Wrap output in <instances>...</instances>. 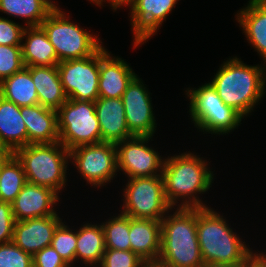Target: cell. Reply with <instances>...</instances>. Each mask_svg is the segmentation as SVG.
<instances>
[{
	"label": "cell",
	"instance_id": "1",
	"mask_svg": "<svg viewBox=\"0 0 266 267\" xmlns=\"http://www.w3.org/2000/svg\"><path fill=\"white\" fill-rule=\"evenodd\" d=\"M164 160L162 178L168 204L174 208L183 197L185 200L181 201L179 208L208 207L194 195L205 193L212 186L214 175L207 167V162L194 153L174 155Z\"/></svg>",
	"mask_w": 266,
	"mask_h": 267
},
{
	"label": "cell",
	"instance_id": "2",
	"mask_svg": "<svg viewBox=\"0 0 266 267\" xmlns=\"http://www.w3.org/2000/svg\"><path fill=\"white\" fill-rule=\"evenodd\" d=\"M250 66L239 58H229L211 80L218 96L243 118L265 94L266 65Z\"/></svg>",
	"mask_w": 266,
	"mask_h": 267
},
{
	"label": "cell",
	"instance_id": "3",
	"mask_svg": "<svg viewBox=\"0 0 266 267\" xmlns=\"http://www.w3.org/2000/svg\"><path fill=\"white\" fill-rule=\"evenodd\" d=\"M160 267H203L197 238V208H177L161 221Z\"/></svg>",
	"mask_w": 266,
	"mask_h": 267
},
{
	"label": "cell",
	"instance_id": "4",
	"mask_svg": "<svg viewBox=\"0 0 266 267\" xmlns=\"http://www.w3.org/2000/svg\"><path fill=\"white\" fill-rule=\"evenodd\" d=\"M196 231L204 265L247 263L251 259V249L212 208H197Z\"/></svg>",
	"mask_w": 266,
	"mask_h": 267
},
{
	"label": "cell",
	"instance_id": "5",
	"mask_svg": "<svg viewBox=\"0 0 266 267\" xmlns=\"http://www.w3.org/2000/svg\"><path fill=\"white\" fill-rule=\"evenodd\" d=\"M13 154L21 162L27 182L51 188L58 194L65 187L70 151L60 142L28 144Z\"/></svg>",
	"mask_w": 266,
	"mask_h": 267
},
{
	"label": "cell",
	"instance_id": "6",
	"mask_svg": "<svg viewBox=\"0 0 266 267\" xmlns=\"http://www.w3.org/2000/svg\"><path fill=\"white\" fill-rule=\"evenodd\" d=\"M64 11L55 7L41 23L59 62L82 59L94 55L101 47L99 38L71 21Z\"/></svg>",
	"mask_w": 266,
	"mask_h": 267
},
{
	"label": "cell",
	"instance_id": "7",
	"mask_svg": "<svg viewBox=\"0 0 266 267\" xmlns=\"http://www.w3.org/2000/svg\"><path fill=\"white\" fill-rule=\"evenodd\" d=\"M185 91L190 100L192 121L201 131L223 135L230 133L242 121L243 117L222 101L210 82L197 89L187 88Z\"/></svg>",
	"mask_w": 266,
	"mask_h": 267
},
{
	"label": "cell",
	"instance_id": "8",
	"mask_svg": "<svg viewBox=\"0 0 266 267\" xmlns=\"http://www.w3.org/2000/svg\"><path fill=\"white\" fill-rule=\"evenodd\" d=\"M59 142L69 151L101 142L95 102L68 99L57 110Z\"/></svg>",
	"mask_w": 266,
	"mask_h": 267
},
{
	"label": "cell",
	"instance_id": "9",
	"mask_svg": "<svg viewBox=\"0 0 266 267\" xmlns=\"http://www.w3.org/2000/svg\"><path fill=\"white\" fill-rule=\"evenodd\" d=\"M123 190L121 213L130 218L161 221L173 209L165 197L162 175L130 178Z\"/></svg>",
	"mask_w": 266,
	"mask_h": 267
},
{
	"label": "cell",
	"instance_id": "10",
	"mask_svg": "<svg viewBox=\"0 0 266 267\" xmlns=\"http://www.w3.org/2000/svg\"><path fill=\"white\" fill-rule=\"evenodd\" d=\"M57 68L68 99L95 102L99 98V50L86 58L59 62Z\"/></svg>",
	"mask_w": 266,
	"mask_h": 267
},
{
	"label": "cell",
	"instance_id": "11",
	"mask_svg": "<svg viewBox=\"0 0 266 267\" xmlns=\"http://www.w3.org/2000/svg\"><path fill=\"white\" fill-rule=\"evenodd\" d=\"M70 159L82 177L93 186L103 184L115 177L117 172V149L114 143L100 142L82 145L70 150Z\"/></svg>",
	"mask_w": 266,
	"mask_h": 267
},
{
	"label": "cell",
	"instance_id": "12",
	"mask_svg": "<svg viewBox=\"0 0 266 267\" xmlns=\"http://www.w3.org/2000/svg\"><path fill=\"white\" fill-rule=\"evenodd\" d=\"M151 138L134 136L116 143L117 170L121 169L128 178L162 175L165 160L146 145Z\"/></svg>",
	"mask_w": 266,
	"mask_h": 267
},
{
	"label": "cell",
	"instance_id": "13",
	"mask_svg": "<svg viewBox=\"0 0 266 267\" xmlns=\"http://www.w3.org/2000/svg\"><path fill=\"white\" fill-rule=\"evenodd\" d=\"M129 131L134 136H151L156 123L150 98L141 79L137 76L131 81L121 97Z\"/></svg>",
	"mask_w": 266,
	"mask_h": 267
},
{
	"label": "cell",
	"instance_id": "14",
	"mask_svg": "<svg viewBox=\"0 0 266 267\" xmlns=\"http://www.w3.org/2000/svg\"><path fill=\"white\" fill-rule=\"evenodd\" d=\"M178 0H136L131 5L134 46L144 44L170 14Z\"/></svg>",
	"mask_w": 266,
	"mask_h": 267
},
{
	"label": "cell",
	"instance_id": "15",
	"mask_svg": "<svg viewBox=\"0 0 266 267\" xmlns=\"http://www.w3.org/2000/svg\"><path fill=\"white\" fill-rule=\"evenodd\" d=\"M61 222L57 214L15 221L12 242L33 256L51 244L54 231Z\"/></svg>",
	"mask_w": 266,
	"mask_h": 267
},
{
	"label": "cell",
	"instance_id": "16",
	"mask_svg": "<svg viewBox=\"0 0 266 267\" xmlns=\"http://www.w3.org/2000/svg\"><path fill=\"white\" fill-rule=\"evenodd\" d=\"M58 197L51 188L27 182L11 203L15 221L56 215Z\"/></svg>",
	"mask_w": 266,
	"mask_h": 267
},
{
	"label": "cell",
	"instance_id": "17",
	"mask_svg": "<svg viewBox=\"0 0 266 267\" xmlns=\"http://www.w3.org/2000/svg\"><path fill=\"white\" fill-rule=\"evenodd\" d=\"M137 75L122 58H113L105 47L99 49V97L121 98Z\"/></svg>",
	"mask_w": 266,
	"mask_h": 267
},
{
	"label": "cell",
	"instance_id": "18",
	"mask_svg": "<svg viewBox=\"0 0 266 267\" xmlns=\"http://www.w3.org/2000/svg\"><path fill=\"white\" fill-rule=\"evenodd\" d=\"M95 112L101 130V142L118 143L134 137L129 131L121 98L99 97Z\"/></svg>",
	"mask_w": 266,
	"mask_h": 267
},
{
	"label": "cell",
	"instance_id": "19",
	"mask_svg": "<svg viewBox=\"0 0 266 267\" xmlns=\"http://www.w3.org/2000/svg\"><path fill=\"white\" fill-rule=\"evenodd\" d=\"M131 251L147 264H157L161 248V222L129 217Z\"/></svg>",
	"mask_w": 266,
	"mask_h": 267
},
{
	"label": "cell",
	"instance_id": "20",
	"mask_svg": "<svg viewBox=\"0 0 266 267\" xmlns=\"http://www.w3.org/2000/svg\"><path fill=\"white\" fill-rule=\"evenodd\" d=\"M28 133V144L59 142L57 110L40 104L20 107Z\"/></svg>",
	"mask_w": 266,
	"mask_h": 267
},
{
	"label": "cell",
	"instance_id": "21",
	"mask_svg": "<svg viewBox=\"0 0 266 267\" xmlns=\"http://www.w3.org/2000/svg\"><path fill=\"white\" fill-rule=\"evenodd\" d=\"M29 72L35 84L40 105L58 110L68 100L57 65L30 66Z\"/></svg>",
	"mask_w": 266,
	"mask_h": 267
},
{
	"label": "cell",
	"instance_id": "22",
	"mask_svg": "<svg viewBox=\"0 0 266 267\" xmlns=\"http://www.w3.org/2000/svg\"><path fill=\"white\" fill-rule=\"evenodd\" d=\"M246 8L236 15L247 40L266 61V1L249 0Z\"/></svg>",
	"mask_w": 266,
	"mask_h": 267
},
{
	"label": "cell",
	"instance_id": "23",
	"mask_svg": "<svg viewBox=\"0 0 266 267\" xmlns=\"http://www.w3.org/2000/svg\"><path fill=\"white\" fill-rule=\"evenodd\" d=\"M24 38L26 41L21 47L25 67L52 66L59 63L55 48L41 26L26 25L22 36Z\"/></svg>",
	"mask_w": 266,
	"mask_h": 267
},
{
	"label": "cell",
	"instance_id": "24",
	"mask_svg": "<svg viewBox=\"0 0 266 267\" xmlns=\"http://www.w3.org/2000/svg\"><path fill=\"white\" fill-rule=\"evenodd\" d=\"M0 144L11 153L28 145V133L20 107L0 96Z\"/></svg>",
	"mask_w": 266,
	"mask_h": 267
},
{
	"label": "cell",
	"instance_id": "25",
	"mask_svg": "<svg viewBox=\"0 0 266 267\" xmlns=\"http://www.w3.org/2000/svg\"><path fill=\"white\" fill-rule=\"evenodd\" d=\"M102 225L85 224L77 231L75 262L79 259L86 265L99 266L105 252Z\"/></svg>",
	"mask_w": 266,
	"mask_h": 267
},
{
	"label": "cell",
	"instance_id": "26",
	"mask_svg": "<svg viewBox=\"0 0 266 267\" xmlns=\"http://www.w3.org/2000/svg\"><path fill=\"white\" fill-rule=\"evenodd\" d=\"M0 96L19 107L39 104L37 90L32 81L29 67L14 73L0 83Z\"/></svg>",
	"mask_w": 266,
	"mask_h": 267
},
{
	"label": "cell",
	"instance_id": "27",
	"mask_svg": "<svg viewBox=\"0 0 266 267\" xmlns=\"http://www.w3.org/2000/svg\"><path fill=\"white\" fill-rule=\"evenodd\" d=\"M55 7L51 0H0L1 12L27 19L28 27L40 26Z\"/></svg>",
	"mask_w": 266,
	"mask_h": 267
},
{
	"label": "cell",
	"instance_id": "28",
	"mask_svg": "<svg viewBox=\"0 0 266 267\" xmlns=\"http://www.w3.org/2000/svg\"><path fill=\"white\" fill-rule=\"evenodd\" d=\"M26 183L22 164L12 153L1 165L0 201L12 203Z\"/></svg>",
	"mask_w": 266,
	"mask_h": 267
},
{
	"label": "cell",
	"instance_id": "29",
	"mask_svg": "<svg viewBox=\"0 0 266 267\" xmlns=\"http://www.w3.org/2000/svg\"><path fill=\"white\" fill-rule=\"evenodd\" d=\"M106 248L114 250H131L129 239V217L118 214L101 224Z\"/></svg>",
	"mask_w": 266,
	"mask_h": 267
},
{
	"label": "cell",
	"instance_id": "30",
	"mask_svg": "<svg viewBox=\"0 0 266 267\" xmlns=\"http://www.w3.org/2000/svg\"><path fill=\"white\" fill-rule=\"evenodd\" d=\"M76 241L77 231L73 232L67 225L61 222L54 231L50 244L70 267L75 261Z\"/></svg>",
	"mask_w": 266,
	"mask_h": 267
},
{
	"label": "cell",
	"instance_id": "31",
	"mask_svg": "<svg viewBox=\"0 0 266 267\" xmlns=\"http://www.w3.org/2000/svg\"><path fill=\"white\" fill-rule=\"evenodd\" d=\"M24 67L21 46L0 45V83Z\"/></svg>",
	"mask_w": 266,
	"mask_h": 267
},
{
	"label": "cell",
	"instance_id": "32",
	"mask_svg": "<svg viewBox=\"0 0 266 267\" xmlns=\"http://www.w3.org/2000/svg\"><path fill=\"white\" fill-rule=\"evenodd\" d=\"M147 263L131 250L106 248L100 267H145Z\"/></svg>",
	"mask_w": 266,
	"mask_h": 267
},
{
	"label": "cell",
	"instance_id": "33",
	"mask_svg": "<svg viewBox=\"0 0 266 267\" xmlns=\"http://www.w3.org/2000/svg\"><path fill=\"white\" fill-rule=\"evenodd\" d=\"M0 267H33V256L13 242L0 244Z\"/></svg>",
	"mask_w": 266,
	"mask_h": 267
},
{
	"label": "cell",
	"instance_id": "34",
	"mask_svg": "<svg viewBox=\"0 0 266 267\" xmlns=\"http://www.w3.org/2000/svg\"><path fill=\"white\" fill-rule=\"evenodd\" d=\"M24 26L0 17V45L21 46Z\"/></svg>",
	"mask_w": 266,
	"mask_h": 267
},
{
	"label": "cell",
	"instance_id": "35",
	"mask_svg": "<svg viewBox=\"0 0 266 267\" xmlns=\"http://www.w3.org/2000/svg\"><path fill=\"white\" fill-rule=\"evenodd\" d=\"M14 224L12 204L0 201V244L12 242Z\"/></svg>",
	"mask_w": 266,
	"mask_h": 267
},
{
	"label": "cell",
	"instance_id": "36",
	"mask_svg": "<svg viewBox=\"0 0 266 267\" xmlns=\"http://www.w3.org/2000/svg\"><path fill=\"white\" fill-rule=\"evenodd\" d=\"M33 267H70L51 246L33 255Z\"/></svg>",
	"mask_w": 266,
	"mask_h": 267
},
{
	"label": "cell",
	"instance_id": "37",
	"mask_svg": "<svg viewBox=\"0 0 266 267\" xmlns=\"http://www.w3.org/2000/svg\"><path fill=\"white\" fill-rule=\"evenodd\" d=\"M251 260L258 267H266V255L263 253L256 254V253H253V251L251 250Z\"/></svg>",
	"mask_w": 266,
	"mask_h": 267
},
{
	"label": "cell",
	"instance_id": "38",
	"mask_svg": "<svg viewBox=\"0 0 266 267\" xmlns=\"http://www.w3.org/2000/svg\"><path fill=\"white\" fill-rule=\"evenodd\" d=\"M136 0H108L109 4H111V7L113 10H116L117 8H119L120 6L123 5H129V7H131V5L135 2Z\"/></svg>",
	"mask_w": 266,
	"mask_h": 267
},
{
	"label": "cell",
	"instance_id": "39",
	"mask_svg": "<svg viewBox=\"0 0 266 267\" xmlns=\"http://www.w3.org/2000/svg\"><path fill=\"white\" fill-rule=\"evenodd\" d=\"M12 153L2 144H0V165L11 155Z\"/></svg>",
	"mask_w": 266,
	"mask_h": 267
},
{
	"label": "cell",
	"instance_id": "40",
	"mask_svg": "<svg viewBox=\"0 0 266 267\" xmlns=\"http://www.w3.org/2000/svg\"><path fill=\"white\" fill-rule=\"evenodd\" d=\"M203 267H247V263L239 264H206Z\"/></svg>",
	"mask_w": 266,
	"mask_h": 267
},
{
	"label": "cell",
	"instance_id": "41",
	"mask_svg": "<svg viewBox=\"0 0 266 267\" xmlns=\"http://www.w3.org/2000/svg\"><path fill=\"white\" fill-rule=\"evenodd\" d=\"M90 2H92V3L94 2L96 5L101 6L102 2H105V0L104 1L103 0H90Z\"/></svg>",
	"mask_w": 266,
	"mask_h": 267
},
{
	"label": "cell",
	"instance_id": "42",
	"mask_svg": "<svg viewBox=\"0 0 266 267\" xmlns=\"http://www.w3.org/2000/svg\"><path fill=\"white\" fill-rule=\"evenodd\" d=\"M247 267H258L251 259L247 262Z\"/></svg>",
	"mask_w": 266,
	"mask_h": 267
},
{
	"label": "cell",
	"instance_id": "43",
	"mask_svg": "<svg viewBox=\"0 0 266 267\" xmlns=\"http://www.w3.org/2000/svg\"><path fill=\"white\" fill-rule=\"evenodd\" d=\"M145 267H160V266H158L156 264H147Z\"/></svg>",
	"mask_w": 266,
	"mask_h": 267
}]
</instances>
